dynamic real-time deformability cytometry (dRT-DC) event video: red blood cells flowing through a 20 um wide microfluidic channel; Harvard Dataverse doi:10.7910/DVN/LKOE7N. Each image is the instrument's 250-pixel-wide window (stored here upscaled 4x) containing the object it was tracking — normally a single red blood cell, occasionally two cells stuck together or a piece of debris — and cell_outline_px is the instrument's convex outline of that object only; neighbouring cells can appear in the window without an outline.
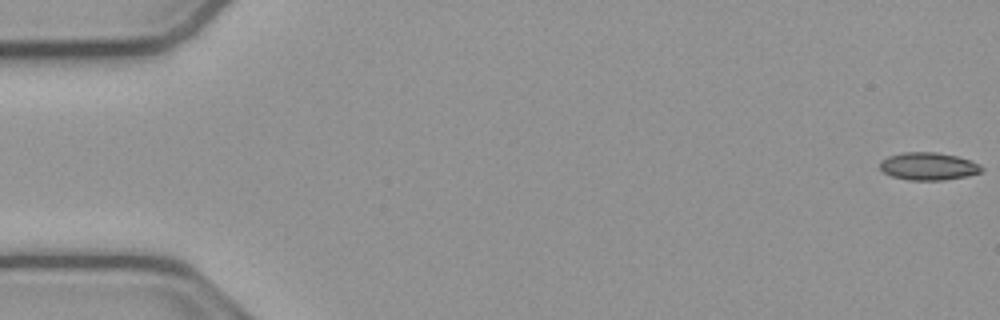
{"species": "common noctule bat (a hibernating species)", "species_latin": "Nyctalus noctula", "temperature_condition": "cold", "stored_images_in_passage": 54, "camera_frame_rate_fps": 3000, "um_per_image_px": 0.085, "animal": {"sex": "male", "body_mass_g": 23.1, "forearm_length_mm": 52.7}, "frame": {"image": 1, "passage_image": 1, "time_ms": 0.0, "image_size_px": [1000, 320], "cell_outline_px": [[984, 172], [968, 176], [944, 180], [908, 180], [892, 176], [884, 172], [880, 168], [880, 160], [888, 156], [904, 152], [936, 152], [956, 156], [972, 160], [980, 164], [984, 168]], "centroid_in_image_um": [78.96, 14.13], "position_along_channel_um": 6.0, "area_um2": 16.59}}
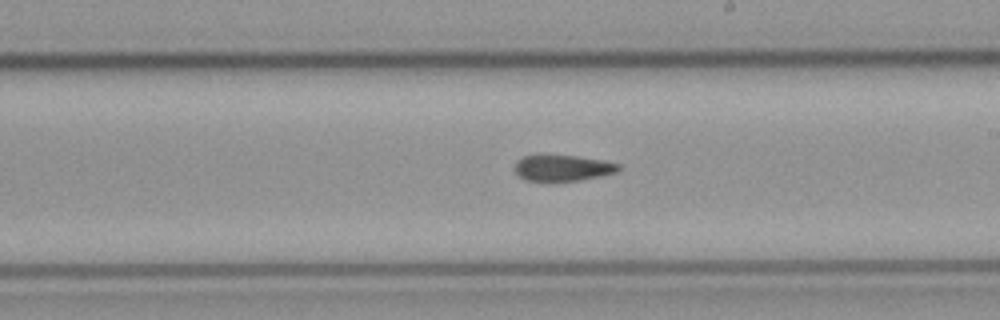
{"frame": {"image": 2, "passage_image": 31, "time_ms": 10.0, "image_size_px": [1000, 320], "cell_outline_px": [[620, 168], [616, 172], [580, 180], [524, 180], [512, 168], [516, 160], [524, 156], [540, 152], [544, 152], [576, 156], [604, 160], [620, 164]], "centroid_in_image_um": [47.74, 14.21], "position_along_channel_um": 241.3, "area_um2": 16.24}}
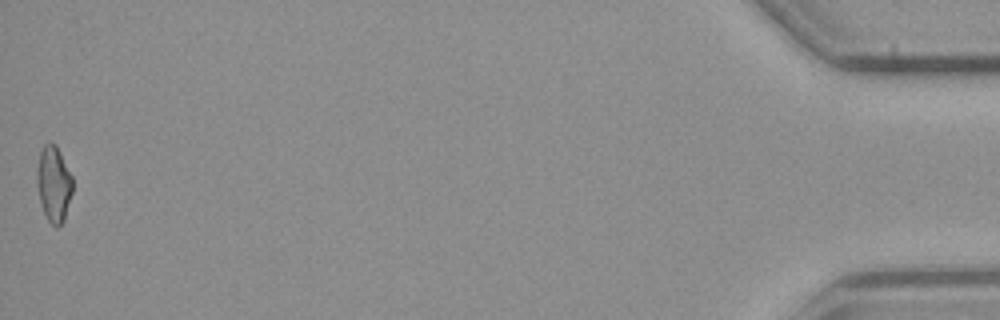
{"frame": {"image": 3, "passage_image": 54, "time_ms": 17.667, "image_size_px": [1000, 320], "cell_outline_px": [[72, 192], [64, 220], [56, 228], [48, 220], [44, 212], [40, 200], [36, 184], [36, 168], [40, 152], [44, 144], [56, 144], [72, 176]], "centroid_in_image_um": [4.55, 15.62], "position_along_channel_um": 430.6, "area_um2": 15.66}, "authors_computed_cell_mechanics": {"area_um2": 16.6175, "velocity_mm_per_s": 3.84, "shape_relaxation_time_tau1_ms": null, "shape_relaxation_time_tau2_ms": 8.4832, "deformation_change_tau1": null, "deformation_change_tau2": 0.1638}}